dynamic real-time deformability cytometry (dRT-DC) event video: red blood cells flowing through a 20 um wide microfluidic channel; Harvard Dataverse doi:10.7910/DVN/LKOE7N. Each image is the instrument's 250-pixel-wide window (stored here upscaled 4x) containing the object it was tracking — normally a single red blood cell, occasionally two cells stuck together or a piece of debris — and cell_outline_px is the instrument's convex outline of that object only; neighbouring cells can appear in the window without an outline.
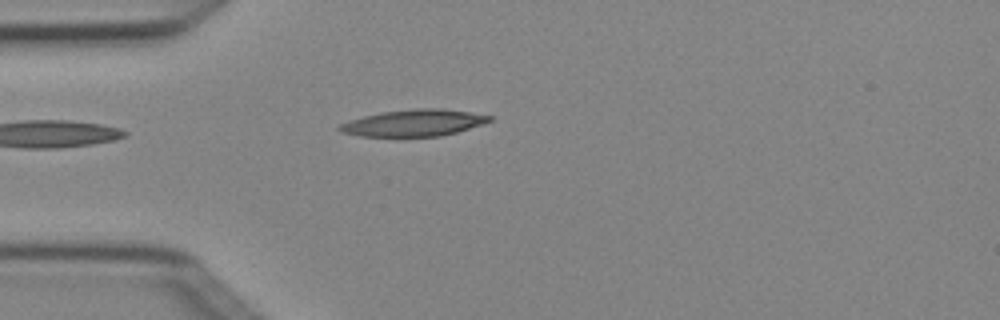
{"species": "Egyptian fruit bat (a non-hibernating species)", "species_latin": "Rousettus aegyptiacus", "temperature_condition": "cold", "stored_images_in_passage": 3, "camera_frame_rate_fps": 3000, "um_per_image_px": 0.085, "animal": {"sex": "female"}, "frame": {"image": 1, "passage_image": 3, "time_ms": 0.667, "image_size_px": [1000, 320], "cell_outline_px": [[492, 120], [456, 132], [440, 136], [360, 136], [340, 132], [336, 128], [340, 124], [364, 116], [380, 112], [416, 108], [440, 108], [468, 112], [492, 116]], "centroid_in_image_um": [35.13, 10.44], "position_along_channel_um": 49.9, "area_um2": 23.0}}